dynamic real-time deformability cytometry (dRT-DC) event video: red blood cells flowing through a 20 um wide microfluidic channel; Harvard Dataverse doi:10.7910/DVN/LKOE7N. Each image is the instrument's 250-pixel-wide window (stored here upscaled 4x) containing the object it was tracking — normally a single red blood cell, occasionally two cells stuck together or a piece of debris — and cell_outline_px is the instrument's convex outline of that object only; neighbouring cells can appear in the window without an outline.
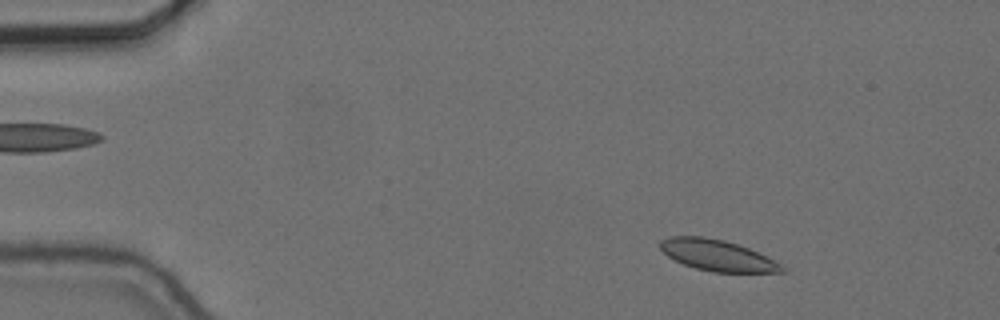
{"species": "common noctule bat (a hibernating species)", "species_latin": "Nyctalus noctula", "temperature_condition": "cold", "stored_images_in_passage": 52, "camera_frame_rate_fps": 3000, "um_per_image_px": 0.085, "animal": {"sex": "female", "body_mass_g": 24.6, "forearm_length_mm": 56.2}, "frame": {"image": 1, "passage_image": 3, "time_ms": 0.667, "image_size_px": [1000, 320], "cell_outline_px": [[788, 272], [712, 272], [696, 268], [684, 264], [668, 256], [660, 248], [660, 240], [668, 236], [704, 236], [724, 240], [748, 248], [780, 264]], "centroid_in_image_um": [60.93, 21.69], "position_along_channel_um": 24.1, "area_um2": 21.73}}
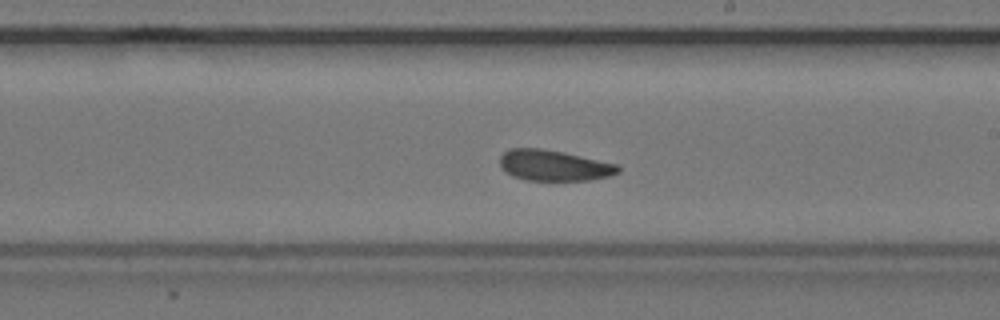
{"frame": {"image": 2, "passage_image": 28, "time_ms": 9.0, "image_size_px": [1000, 320], "cell_outline_px": [[620, 172], [612, 176], [592, 180], [524, 180], [512, 176], [504, 172], [500, 168], [500, 156], [508, 148], [540, 148], [564, 152], [616, 164], [620, 168]], "centroid_in_image_um": [47.05, 14.07], "position_along_channel_um": 241.9, "area_um2": 21.44}}
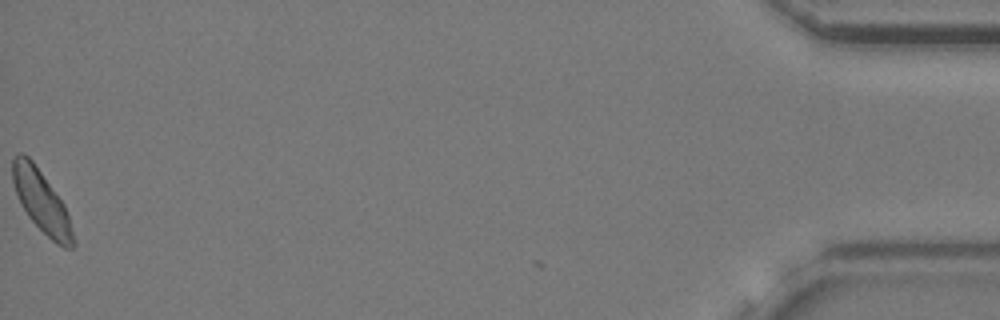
{"frame": {"image": 3, "passage_image": 52, "time_ms": 17.0, "image_size_px": [1000, 320], "cell_outline_px": [[76, 244], [72, 248], [64, 248], [56, 244], [28, 216], [16, 192], [12, 180], [12, 156], [20, 152], [28, 156], [32, 160], [64, 204], [68, 216]], "centroid_in_image_um": [3.52, 17.11], "position_along_channel_um": 431.7, "area_um2": 21.44}, "authors_computed_cell_mechanics": {"area_um2": 21.7039, "velocity_mm_per_s": 3.6244, "shape_relaxation_time_tau1_ms": 4.5264, "shape_relaxation_time_tau2_ms": null, "deformation_change_tau1": 0.0709, "deformation_change_tau2": null}}